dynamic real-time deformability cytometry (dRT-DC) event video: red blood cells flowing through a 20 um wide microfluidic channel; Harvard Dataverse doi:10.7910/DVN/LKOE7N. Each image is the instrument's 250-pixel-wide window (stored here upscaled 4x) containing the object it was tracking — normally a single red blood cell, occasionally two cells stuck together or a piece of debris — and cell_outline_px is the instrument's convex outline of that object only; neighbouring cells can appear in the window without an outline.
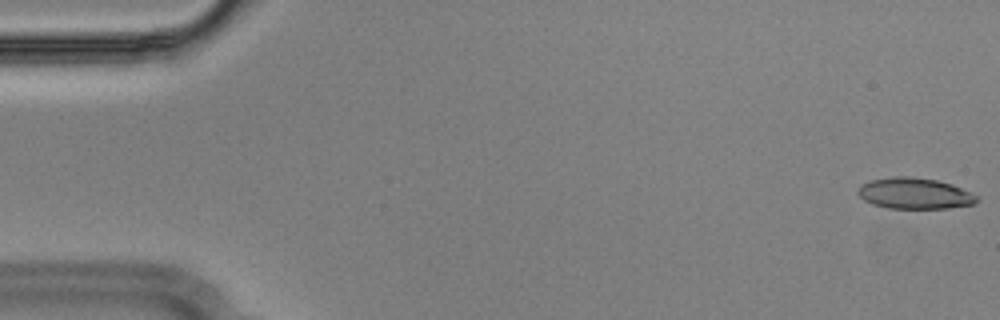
{"species": "Egyptian fruit bat (a non-hibernating species)", "species_latin": "Rousettus aegyptiacus", "temperature_condition": "cold", "stored_images_in_passage": 55, "camera_frame_rate_fps": 3000, "um_per_image_px": 0.085, "animal": {"sex": "male"}, "frame": {"image": 1, "passage_image": 1, "time_ms": 0.0, "image_size_px": [1000, 320], "cell_outline_px": [[980, 200], [976, 204], [948, 208], [888, 208], [872, 204], [864, 200], [856, 192], [860, 184], [872, 180], [892, 176], [908, 176], [936, 180], [952, 184], [972, 192]], "centroid_in_image_um": [77.75, 16.44], "position_along_channel_um": 7.2, "area_um2": 21.68}}
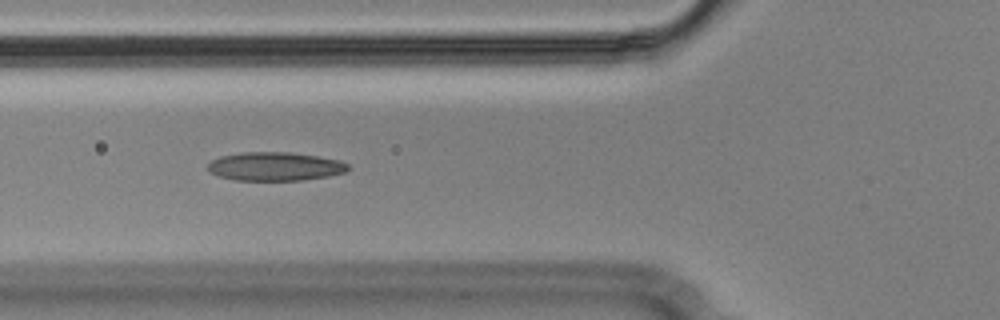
{"frame": {"image": 2, "passage_image": 20, "time_ms": 6.333, "image_size_px": [1000, 320], "cell_outline_px": [[352, 168], [344, 172], [328, 176], [300, 180], [236, 180], [220, 176], [212, 172], [208, 168], [208, 164], [212, 160], [220, 156], [244, 152], [288, 152], [316, 156], [340, 160], [348, 164]], "centroid_in_image_um": [23.41, 14.14], "position_along_channel_um": 102.4, "area_um2": 23.18}}
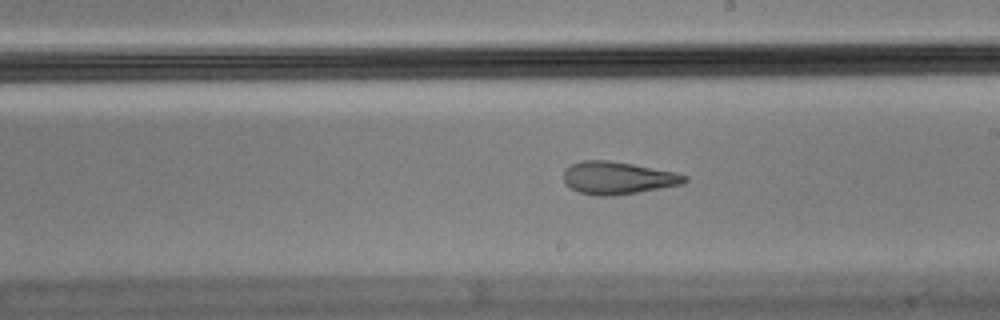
{"frame": {"image": 3, "passage_image": 31, "time_ms": 10.0, "image_size_px": [1000, 320], "cell_outline_px": [[688, 180], [684, 184], [640, 192], [612, 196], [596, 196], [580, 192], [564, 184], [564, 168], [580, 160], [608, 160], [632, 164], [676, 172], [688, 176]], "centroid_in_image_um": [52.52, 15.12], "position_along_channel_um": 236.5, "area_um2": 23.18}, "authors_computed_cell_mechanics": {"area_um2": 23.0622, "velocity_mm_per_s": 3.6494, "shape_relaxation_time_tau1_ms": null, "shape_relaxation_time_tau2_ms": 2.42, "deformation_change_tau1": null, "deformation_change_tau2": 0.0989}}